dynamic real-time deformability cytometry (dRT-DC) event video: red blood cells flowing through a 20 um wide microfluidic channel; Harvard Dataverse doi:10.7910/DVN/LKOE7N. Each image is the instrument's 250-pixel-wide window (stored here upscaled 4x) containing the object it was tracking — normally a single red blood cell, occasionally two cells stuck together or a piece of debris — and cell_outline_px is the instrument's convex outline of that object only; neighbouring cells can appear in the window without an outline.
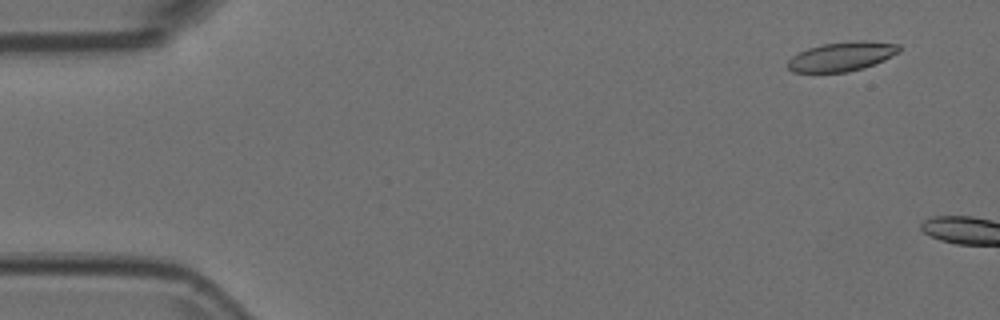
{"species": "Egyptian fruit bat (a non-hibernating species)", "species_latin": "Rousettus aegyptiacus", "temperature_condition": "room temperature", "stored_images_in_passage": 12, "camera_frame_rate_fps": 3000, "um_per_image_px": 0.085, "animal": {"sex": "female"}, "frame": {"image": 1, "passage_image": 4, "time_ms": 1.0, "image_size_px": [1000, 320], "cell_outline_px": [[900, 52], [884, 60], [864, 68], [848, 72], [792, 72], [788, 68], [788, 60], [792, 56], [808, 48], [820, 44], [852, 40], [864, 40], [900, 44]], "centroid_in_image_um": [71.58, 4.79], "position_along_channel_um": 13.4, "area_um2": 19.19}}